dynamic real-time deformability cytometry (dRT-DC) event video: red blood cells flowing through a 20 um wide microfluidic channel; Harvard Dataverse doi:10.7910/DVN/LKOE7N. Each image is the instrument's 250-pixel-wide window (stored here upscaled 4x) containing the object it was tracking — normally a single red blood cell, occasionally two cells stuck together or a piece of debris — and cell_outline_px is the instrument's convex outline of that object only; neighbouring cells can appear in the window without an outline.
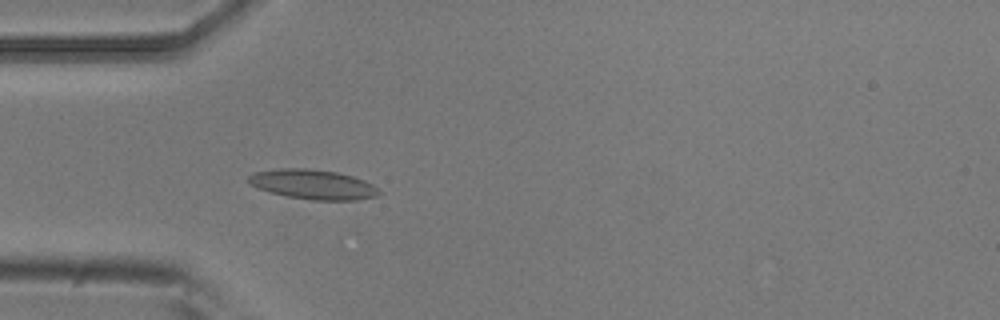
{"species": "common noctule bat (a hibernating species)", "species_latin": "Nyctalus noctula", "temperature_condition": "room temperature", "stored_images_in_passage": 5, "camera_frame_rate_fps": 3000, "um_per_image_px": 0.085, "animal": {"sex": "male", "body_mass_g": 20.5, "forearm_length_mm": 52.5}, "frame": {"image": 1, "passage_image": 5, "time_ms": 1.333, "image_size_px": [1000, 320], "cell_outline_px": [[380, 192], [376, 196], [356, 200], [312, 200], [288, 196], [268, 192], [252, 184], [248, 180], [248, 176], [256, 172], [280, 168], [304, 168], [336, 172], [352, 176], [364, 180], [372, 184]], "centroid_in_image_um": [26.61, 15.67], "position_along_channel_um": 58.4, "area_um2": 22.25}}